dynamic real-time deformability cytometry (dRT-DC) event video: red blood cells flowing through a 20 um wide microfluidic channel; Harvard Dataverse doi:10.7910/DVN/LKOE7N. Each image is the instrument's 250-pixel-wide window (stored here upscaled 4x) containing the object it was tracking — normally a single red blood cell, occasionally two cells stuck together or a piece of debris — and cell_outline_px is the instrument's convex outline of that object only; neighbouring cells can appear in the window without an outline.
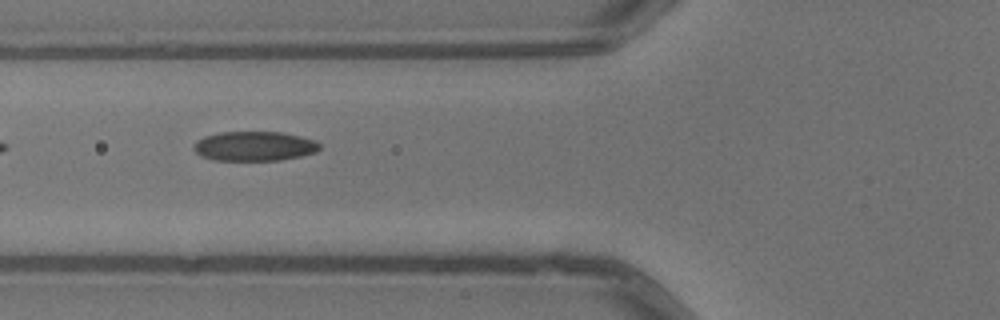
{"species": "common noctule bat (a hibernating species)", "species_latin": "Nyctalus noctula", "temperature_condition": "warm", "stored_images_in_passage": 6, "camera_frame_rate_fps": 3000, "um_per_image_px": 0.085, "animal": {"sex": "male", "body_mass_g": 13.3}, "frame": {"image": 1, "passage_image": 6, "time_ms": 1.667, "image_size_px": [1000, 320], "cell_outline_px": [[320, 148], [316, 152], [300, 156], [280, 160], [212, 160], [200, 156], [192, 148], [192, 144], [196, 140], [204, 136], [220, 132], [280, 132], [316, 140], [320, 144]], "centroid_in_image_um": [21.57, 12.42], "position_along_channel_um": 104.2, "area_um2": 21.79}}